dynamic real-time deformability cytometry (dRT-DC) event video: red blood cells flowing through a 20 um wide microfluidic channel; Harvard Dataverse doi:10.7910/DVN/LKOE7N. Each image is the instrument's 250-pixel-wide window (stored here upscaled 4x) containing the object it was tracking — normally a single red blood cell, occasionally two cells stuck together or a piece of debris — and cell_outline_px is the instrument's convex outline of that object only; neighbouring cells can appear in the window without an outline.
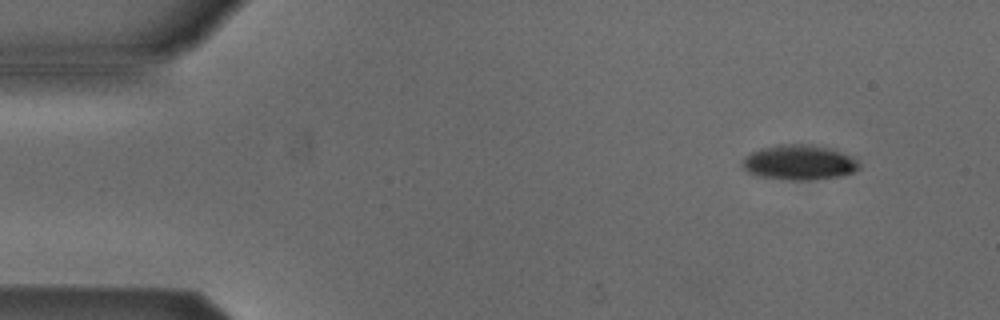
{"species": "Egyptian fruit bat (a non-hibernating species)", "species_latin": "Rousettus aegyptiacus", "temperature_condition": "cold", "stored_images_in_passage": 5, "segment_of_instrument_passage": [1, 2], "camera_frame_rate_fps": 3000, "um_per_image_px": 0.085, "animal": {"sex": "male"}, "frame": {"image": 1, "passage_image": 2, "time_ms": 1.333, "image_size_px": [1000, 320], "cell_outline_px": [[860, 168], [856, 172], [840, 176], [812, 180], [792, 180], [760, 176], [748, 172], [740, 164], [752, 152], [760, 148], [780, 144], [800, 144], [836, 148], [852, 156], [860, 164]], "centroid_in_image_um": [68.0, 13.8], "position_along_channel_um": 17.0, "area_um2": 23.93}}